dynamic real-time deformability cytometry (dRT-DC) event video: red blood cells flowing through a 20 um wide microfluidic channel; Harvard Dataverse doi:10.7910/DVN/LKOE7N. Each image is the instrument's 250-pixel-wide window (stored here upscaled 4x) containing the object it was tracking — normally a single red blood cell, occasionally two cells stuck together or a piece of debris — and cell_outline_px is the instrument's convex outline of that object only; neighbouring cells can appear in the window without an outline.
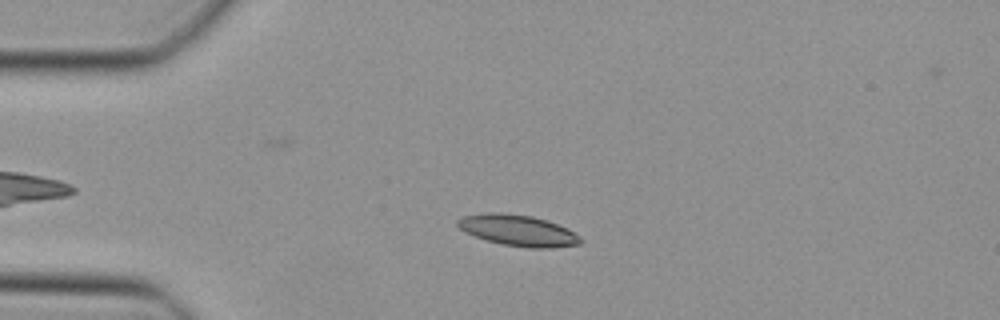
{"species": "Egyptian fruit bat (a non-hibernating species)", "species_latin": "Rousettus aegyptiacus", "temperature_condition": "cold", "stored_images_in_passage": 15, "camera_frame_rate_fps": 3000, "um_per_image_px": 0.085, "animal": {"sex": "female"}, "frame": {"image": 1, "passage_image": 2, "time_ms": 0.333, "image_size_px": [1000, 320], "cell_outline_px": [[584, 240], [580, 244], [552, 248], [528, 248], [500, 244], [464, 232], [456, 224], [456, 220], [464, 216], [488, 212], [500, 212], [532, 216], [548, 220], [568, 228], [580, 236]], "centroid_in_image_um": [44.07, 19.59], "position_along_channel_um": 40.9, "area_um2": 22.48}}
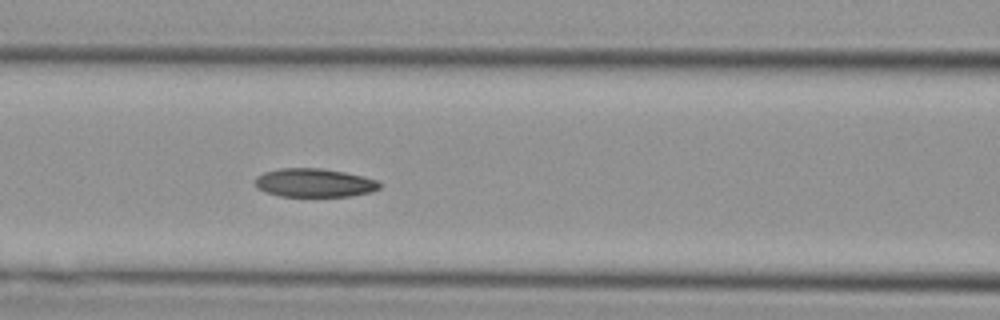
{"frame": {"image": 2, "passage_image": 11, "time_ms": 3.333, "image_size_px": [1000, 320], "cell_outline_px": [[380, 188], [372, 192], [352, 196], [280, 196], [264, 192], [256, 188], [256, 176], [264, 172], [280, 168], [324, 168], [364, 176], [376, 180], [380, 184]], "centroid_in_image_um": [26.71, 15.54], "position_along_channel_um": 139.9, "area_um2": 20.87}}
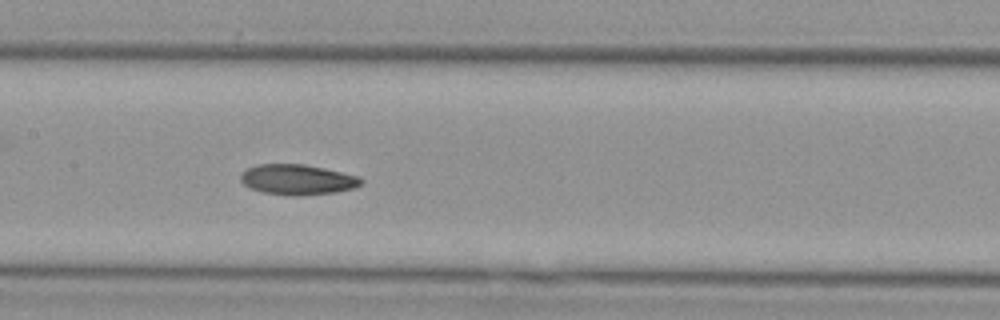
{"frame": {"image": 3, "passage_image": 14, "time_ms": 4.333, "image_size_px": [1000, 320], "cell_outline_px": [[364, 184], [352, 188], [336, 192], [300, 196], [292, 196], [264, 192], [248, 188], [240, 180], [240, 176], [248, 168], [260, 164], [304, 164], [324, 168], [360, 176], [364, 180]], "centroid_in_image_um": [25.32, 15.27], "position_along_channel_um": 182.1, "area_um2": 21.39}}